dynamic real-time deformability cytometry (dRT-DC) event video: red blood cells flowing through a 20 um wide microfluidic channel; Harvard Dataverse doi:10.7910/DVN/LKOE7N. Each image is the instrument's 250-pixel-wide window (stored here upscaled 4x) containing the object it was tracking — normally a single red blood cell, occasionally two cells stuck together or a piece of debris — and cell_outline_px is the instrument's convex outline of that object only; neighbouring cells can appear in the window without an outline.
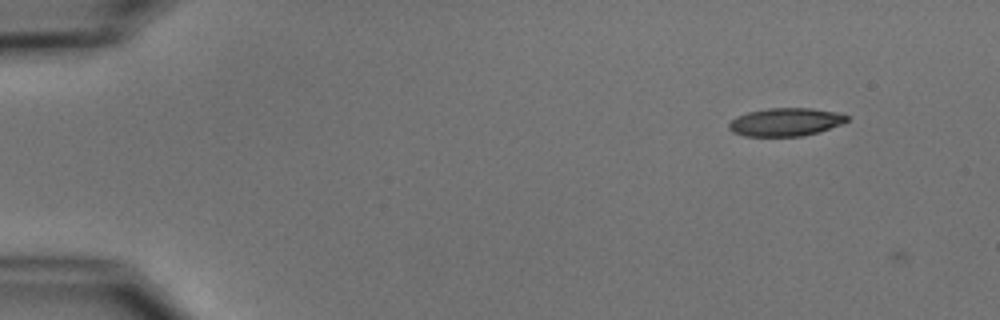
{"species": "common noctule bat (a hibernating species)", "species_latin": "Nyctalus noctula", "temperature_condition": "cold", "stored_images_in_passage": 3, "camera_frame_rate_fps": 3000, "um_per_image_px": 0.085, "animal": {"sex": "male", "body_mass_g": 15.6}, "frame": {"image": 1, "passage_image": 2, "time_ms": 1.333, "image_size_px": [1000, 320], "cell_outline_px": [[848, 120], [844, 124], [804, 136], [744, 136], [732, 132], [728, 128], [728, 124], [736, 116], [748, 112], [768, 108], [812, 108], [836, 112], [848, 116]], "centroid_in_image_um": [66.77, 10.37], "position_along_channel_um": 18.2, "area_um2": 19.42}}